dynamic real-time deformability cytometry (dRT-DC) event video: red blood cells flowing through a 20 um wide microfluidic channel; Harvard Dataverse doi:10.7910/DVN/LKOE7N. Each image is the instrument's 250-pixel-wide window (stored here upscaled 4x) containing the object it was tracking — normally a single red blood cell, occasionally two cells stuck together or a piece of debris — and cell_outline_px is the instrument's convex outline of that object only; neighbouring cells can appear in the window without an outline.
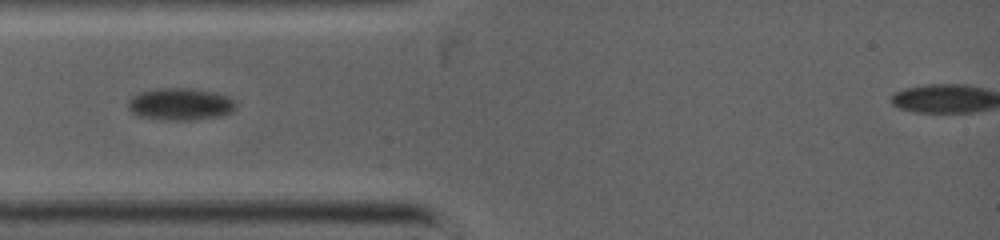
{"species": "common noctule bat (a hibernating species)", "species_latin": "Nyctalus noctula", "temperature_condition": "warm", "stored_images_in_passage": 5, "camera_frame_rate_fps": 5000, "um_per_image_px": 0.085, "animal": {"sex": "female", "body_mass_g": 19.0, "forearm_length_mm": 53.3}, "frame": {"image": 1, "passage_image": 2, "time_ms": 0.8, "image_size_px": [1000, 240], "cell_outline_px": [[236, 104], [232, 112], [224, 116], [192, 120], [160, 120], [136, 116], [128, 108], [128, 100], [132, 96], [140, 92], [156, 88], [196, 88], [228, 96]], "centroid_in_image_um": [15.3, 8.86], "position_along_channel_um": 69.7, "area_um2": 20.52}}
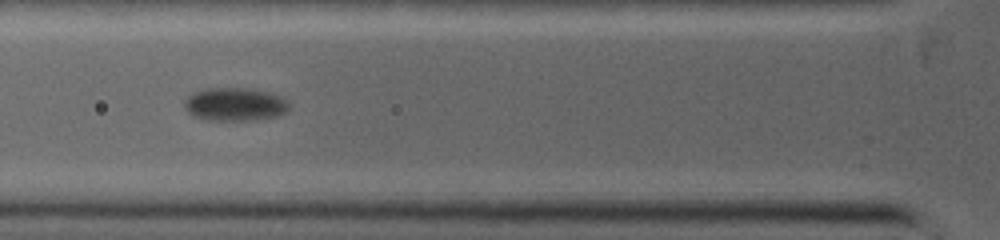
{"frame": {"image": 2, "passage_image": 3, "time_ms": 1.6, "image_size_px": [1000, 240], "cell_outline_px": [[288, 108], [284, 112], [276, 116], [256, 120], [208, 120], [192, 116], [184, 108], [184, 100], [192, 92], [204, 88], [244, 88], [268, 92], [280, 96], [288, 104]], "centroid_in_image_um": [19.89, 8.86], "position_along_channel_um": 105.9, "area_um2": 20.23}}
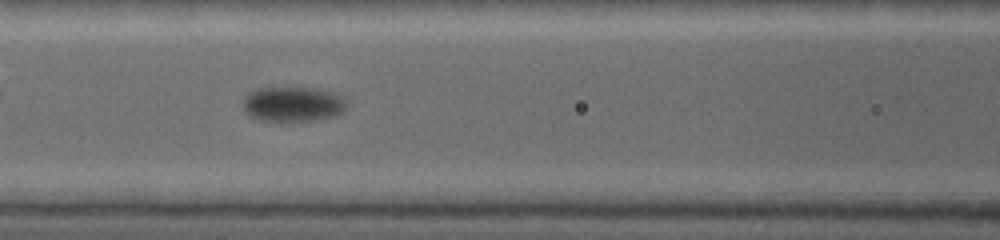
{"frame": {"image": 3, "passage_image": 4, "time_ms": 2.4, "image_size_px": [1000, 240], "cell_outline_px": [[344, 108], [340, 112], [332, 116], [316, 120], [260, 120], [248, 116], [244, 112], [244, 96], [248, 92], [256, 88], [316, 88], [332, 92], [344, 96]], "centroid_in_image_um": [24.84, 8.83], "position_along_channel_um": 141.8, "area_um2": 20.87}}